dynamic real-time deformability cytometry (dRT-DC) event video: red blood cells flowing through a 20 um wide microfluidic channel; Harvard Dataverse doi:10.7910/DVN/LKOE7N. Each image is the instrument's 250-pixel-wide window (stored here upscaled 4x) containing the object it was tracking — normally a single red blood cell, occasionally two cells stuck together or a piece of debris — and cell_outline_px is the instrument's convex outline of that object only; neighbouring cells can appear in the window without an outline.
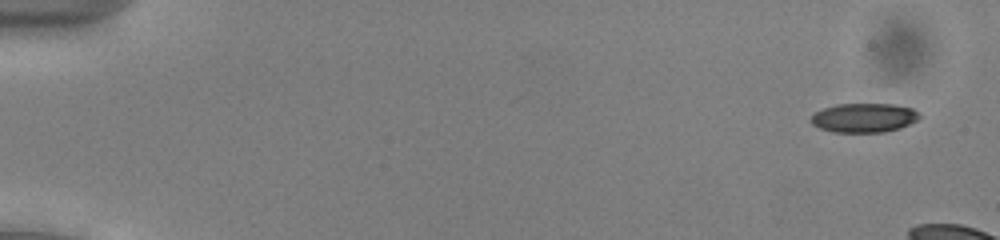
{"species": "common noctule bat (a hibernating species)", "species_latin": "Nyctalus noctula", "temperature_condition": "cold", "stored_images_in_passage": 12, "camera_frame_rate_fps": 3000, "um_per_image_px": 0.085, "animal": {"sex": "male", "body_mass_g": 13.0, "forearm_length_mm": 53.1}, "frame": {"image": 1, "passage_image": 3, "time_ms": 0.667, "image_size_px": [1000, 240], "cell_outline_px": [[920, 116], [916, 120], [900, 128], [884, 132], [832, 132], [820, 128], [812, 124], [808, 120], [816, 112], [824, 108], [836, 104], [892, 104], [912, 108], [920, 112]], "centroid_in_image_um": [73.42, 10.01], "position_along_channel_um": 11.6, "area_um2": 18.44}}